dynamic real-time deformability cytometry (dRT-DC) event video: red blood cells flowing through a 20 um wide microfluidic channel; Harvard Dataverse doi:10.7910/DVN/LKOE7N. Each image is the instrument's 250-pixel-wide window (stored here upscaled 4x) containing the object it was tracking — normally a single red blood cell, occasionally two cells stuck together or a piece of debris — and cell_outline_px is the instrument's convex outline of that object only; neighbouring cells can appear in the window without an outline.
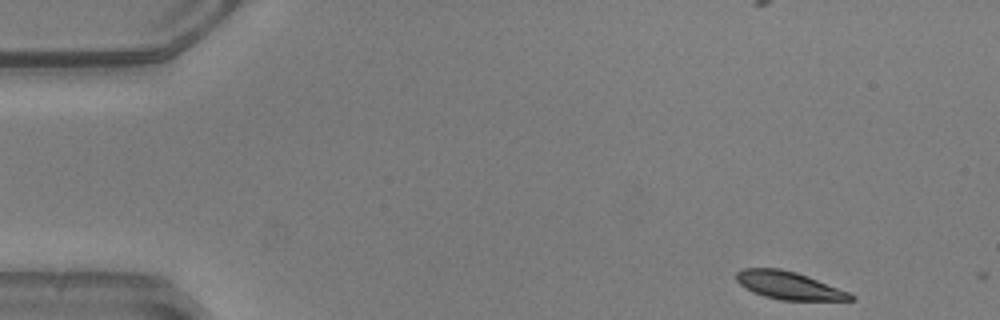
{"species": "common noctule bat (a hibernating species)", "species_latin": "Nyctalus noctula", "temperature_condition": "warm", "stored_images_in_passage": 3, "camera_frame_rate_fps": 3000, "um_per_image_px": 0.085, "animal": {"sex": "male", "body_mass_g": 20.5, "forearm_length_mm": 52.5}, "frame": {"image": 1, "passage_image": 1, "time_ms": 0.0, "image_size_px": [1000, 320], "cell_outline_px": [[856, 300], [780, 300], [764, 296], [752, 292], [744, 288], [736, 280], [736, 272], [744, 268], [780, 268], [796, 272], [848, 292], [856, 296]], "centroid_in_image_um": [67.01, 24.26], "position_along_channel_um": 18.0, "area_um2": 18.38}}